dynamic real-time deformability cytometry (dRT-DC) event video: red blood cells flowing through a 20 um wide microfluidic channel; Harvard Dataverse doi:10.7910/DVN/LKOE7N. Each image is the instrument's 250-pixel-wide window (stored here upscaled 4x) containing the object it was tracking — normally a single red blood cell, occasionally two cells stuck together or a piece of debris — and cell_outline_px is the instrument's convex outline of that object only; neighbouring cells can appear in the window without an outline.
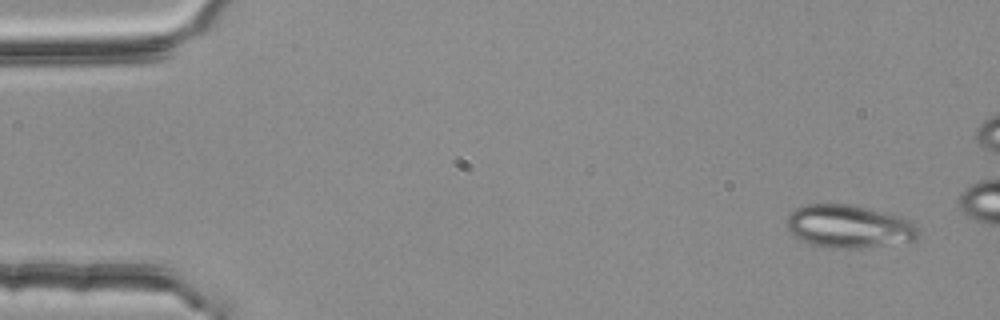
{"species": "common noctule bat (a hibernating species)", "species_latin": "Nyctalus noctula", "temperature_condition": "room temperature", "stored_images_in_passage": 4, "camera_frame_rate_fps": 3000, "um_per_image_px": 0.085, "animal": {"sex": "female", "body_mass_g": 25.1}, "frame": {"image": 1, "passage_image": 1, "time_ms": 0.0, "image_size_px": [1000, 320], "cell_outline_px": [[920, 232], [916, 240], [860, 248], [836, 248], [812, 244], [788, 232], [788, 216], [796, 208], [804, 204], [848, 204], [908, 216], [920, 228]], "centroid_in_image_um": [72.26, 19.22], "position_along_channel_um": 12.7, "area_um2": 33.18}}